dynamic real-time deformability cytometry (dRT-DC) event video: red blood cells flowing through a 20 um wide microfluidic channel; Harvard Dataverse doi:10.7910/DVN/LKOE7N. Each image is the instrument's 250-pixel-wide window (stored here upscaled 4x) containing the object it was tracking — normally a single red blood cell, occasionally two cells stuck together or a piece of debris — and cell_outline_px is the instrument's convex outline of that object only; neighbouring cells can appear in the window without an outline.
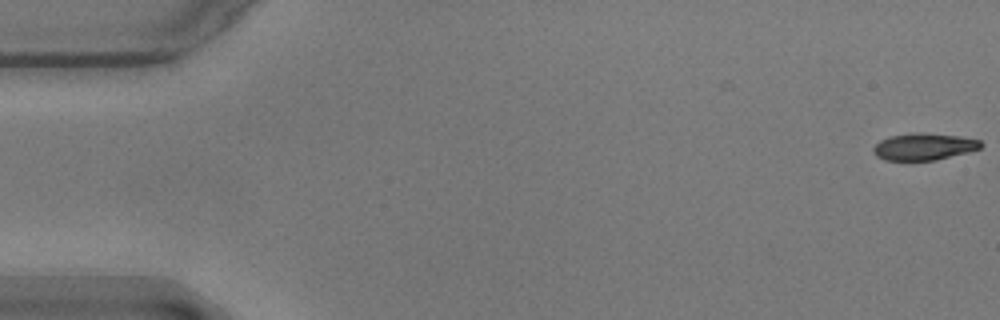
{"species": "common noctule bat (a hibernating species)", "species_latin": "Nyctalus noctula", "temperature_condition": "warm", "stored_images_in_passage": 12, "camera_frame_rate_fps": 3000, "um_per_image_px": 0.085, "animal": {"sex": "male", "body_mass_g": 17.9}, "frame": {"image": 1, "passage_image": 1, "time_ms": 0.0, "image_size_px": [1000, 320], "cell_outline_px": [[984, 144], [980, 148], [968, 152], [936, 160], [884, 160], [876, 156], [872, 152], [872, 148], [880, 140], [888, 136], [916, 132], [920, 132], [960, 136], [980, 140]], "centroid_in_image_um": [78.51, 12.46], "position_along_channel_um": 6.5, "area_um2": 16.99}}